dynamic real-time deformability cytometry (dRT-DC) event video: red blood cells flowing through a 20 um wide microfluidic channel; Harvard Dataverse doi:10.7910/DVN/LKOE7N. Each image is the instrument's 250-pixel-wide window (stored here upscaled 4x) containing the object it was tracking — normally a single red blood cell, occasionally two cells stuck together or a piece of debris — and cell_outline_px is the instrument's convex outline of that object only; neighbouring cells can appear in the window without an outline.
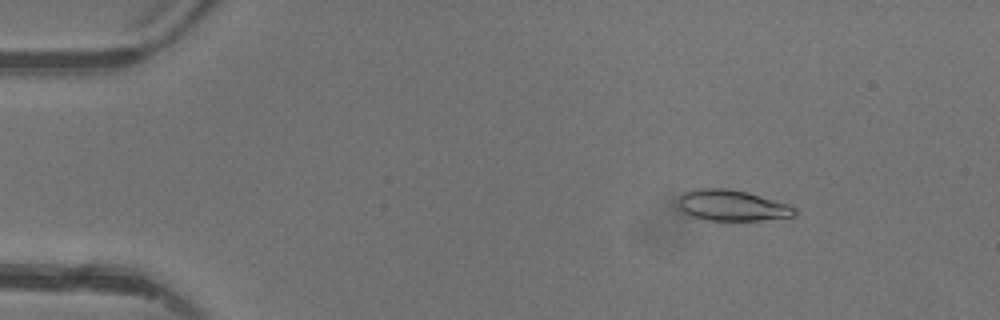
{"species": "common noctule bat (a hibernating species)", "species_latin": "Nyctalus noctula", "temperature_condition": "warm", "stored_images_in_passage": 4, "camera_frame_rate_fps": 3000, "um_per_image_px": 0.085, "animal": {"sex": "female"}, "frame": {"image": 1, "passage_image": 2, "time_ms": 1.0, "image_size_px": [1000, 320], "cell_outline_px": [[796, 216], [760, 220], [708, 220], [684, 216], [676, 208], [680, 196], [684, 192], [696, 188], [728, 188], [748, 192], [788, 204], [796, 208]], "centroid_in_image_um": [62.14, 17.47], "position_along_channel_um": 22.9, "area_um2": 21.44}}